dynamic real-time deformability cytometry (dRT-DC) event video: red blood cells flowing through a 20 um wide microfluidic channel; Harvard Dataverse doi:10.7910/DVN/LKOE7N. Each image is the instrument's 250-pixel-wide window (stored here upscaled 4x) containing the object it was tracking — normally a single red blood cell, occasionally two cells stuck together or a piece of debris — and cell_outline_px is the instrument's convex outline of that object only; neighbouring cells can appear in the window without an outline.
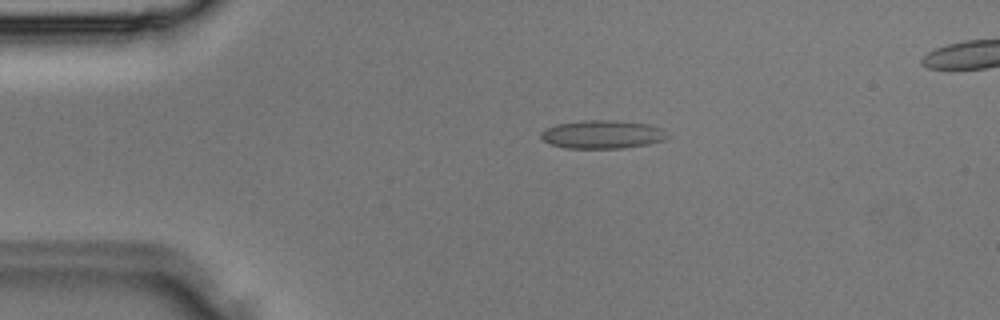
{"species": "Egyptian fruit bat (a non-hibernating species)", "species_latin": "Rousettus aegyptiacus", "temperature_condition": "room temperature", "stored_images_in_passage": 32, "camera_frame_rate_fps": 3000, "um_per_image_px": 0.085, "animal": {"sex": "male"}, "frame": {"image": 1, "passage_image": 4, "time_ms": 1.0, "image_size_px": [1000, 320], "cell_outline_px": [[668, 136], [664, 140], [648, 144], [624, 148], [564, 148], [552, 144], [544, 140], [540, 136], [540, 132], [544, 128], [556, 124], [580, 120], [616, 120], [648, 124], [664, 128]], "centroid_in_image_um": [51.2, 11.41], "position_along_channel_um": 33.8, "area_um2": 21.1}}
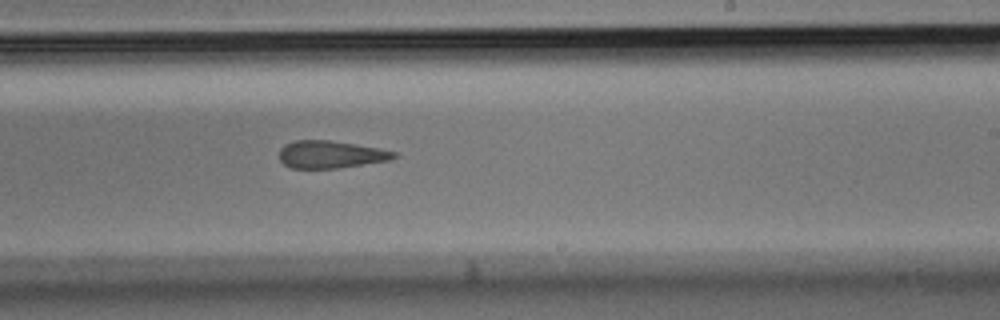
{"frame": {"image": 2, "passage_image": 18, "time_ms": 5.667, "image_size_px": [1000, 320], "cell_outline_px": [[400, 156], [392, 160], [340, 168], [292, 168], [284, 164], [280, 160], [280, 148], [284, 144], [292, 140], [328, 140], [356, 144], [380, 148], [400, 152]], "centroid_in_image_um": [28.18, 13.12], "position_along_channel_um": 260.8, "area_um2": 18.73}}
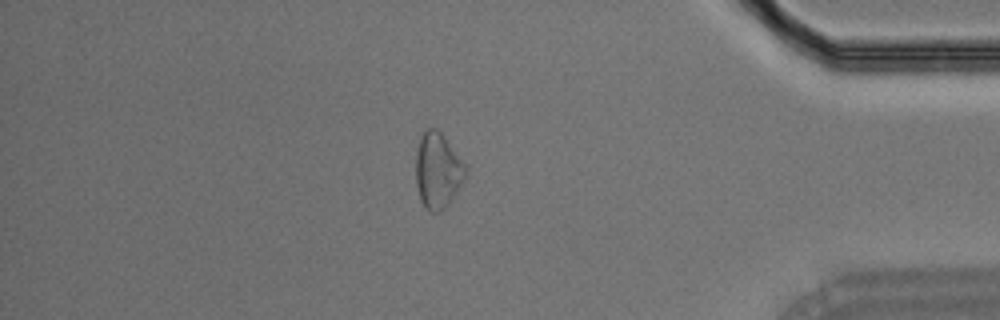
{"frame": {"image": 3, "passage_image": 27, "time_ms": 8.667, "image_size_px": [1000, 320], "cell_outline_px": [[468, 172], [464, 180], [456, 192], [444, 208], [440, 212], [428, 212], [424, 208], [420, 200], [416, 184], [416, 152], [420, 136], [428, 128], [436, 128], [440, 132], [468, 168]], "centroid_in_image_um": [37.19, 14.52], "position_along_channel_um": 398.0, "area_um2": 21.85}}